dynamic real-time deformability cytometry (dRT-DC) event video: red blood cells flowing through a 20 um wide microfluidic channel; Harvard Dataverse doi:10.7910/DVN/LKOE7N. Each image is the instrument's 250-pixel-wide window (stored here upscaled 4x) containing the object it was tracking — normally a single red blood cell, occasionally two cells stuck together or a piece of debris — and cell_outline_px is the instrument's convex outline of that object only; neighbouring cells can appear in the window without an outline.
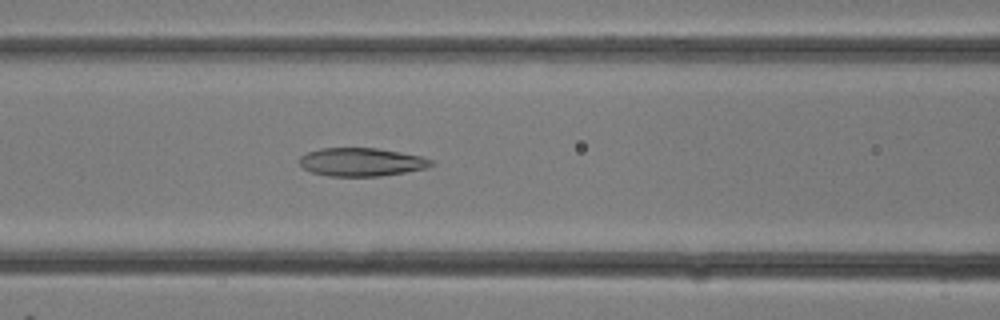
{"species": "common noctule bat (a hibernating species)", "species_latin": "Nyctalus noctula", "temperature_condition": "room temperature", "stored_images_in_passage": 30, "camera_frame_rate_fps": 3000, "um_per_image_px": 0.085, "animal": {"sex": "female"}, "frame": {"image": 1, "passage_image": 13, "time_ms": 4.0, "image_size_px": [1000, 320], "cell_outline_px": [[436, 164], [424, 168], [404, 172], [380, 176], [328, 176], [312, 172], [304, 168], [300, 164], [300, 156], [308, 152], [320, 148], [376, 148], [400, 152], [420, 156], [432, 160]], "centroid_in_image_um": [30.71, 13.77], "position_along_channel_um": 135.9, "area_um2": 21.56}}
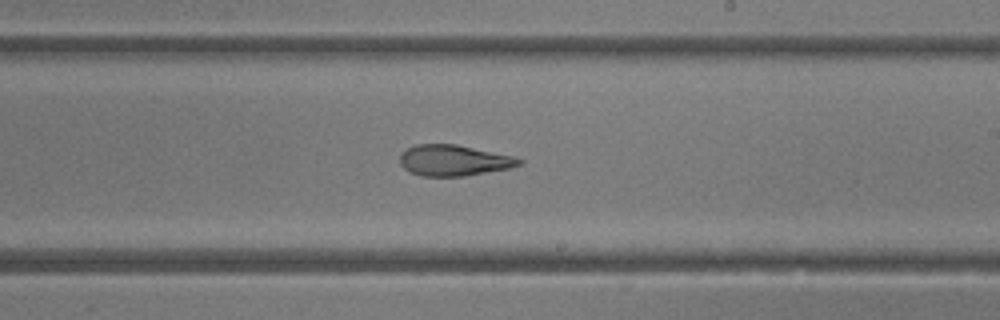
{"frame": {"image": 2, "passage_image": 18, "time_ms": 5.667, "image_size_px": [1000, 320], "cell_outline_px": [[524, 164], [508, 168], [464, 176], [420, 176], [404, 168], [400, 164], [400, 152], [416, 144], [456, 144], [512, 156], [524, 160]], "centroid_in_image_um": [38.56, 13.63], "position_along_channel_um": 250.4, "area_um2": 21.39}}
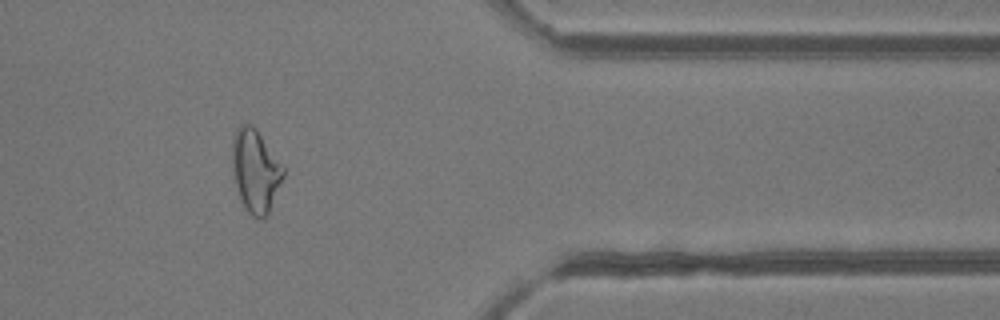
{"frame": {"image": 3, "passage_image": 25, "time_ms": 8.0, "image_size_px": [1000, 320], "cell_outline_px": [[284, 176], [268, 216], [264, 220], [256, 220], [244, 208], [240, 200], [232, 172], [232, 140], [236, 128], [240, 124], [252, 124], [256, 128], [284, 168]], "centroid_in_image_um": [21.7, 14.56], "position_along_channel_um": 389.7, "area_um2": 25.03}}